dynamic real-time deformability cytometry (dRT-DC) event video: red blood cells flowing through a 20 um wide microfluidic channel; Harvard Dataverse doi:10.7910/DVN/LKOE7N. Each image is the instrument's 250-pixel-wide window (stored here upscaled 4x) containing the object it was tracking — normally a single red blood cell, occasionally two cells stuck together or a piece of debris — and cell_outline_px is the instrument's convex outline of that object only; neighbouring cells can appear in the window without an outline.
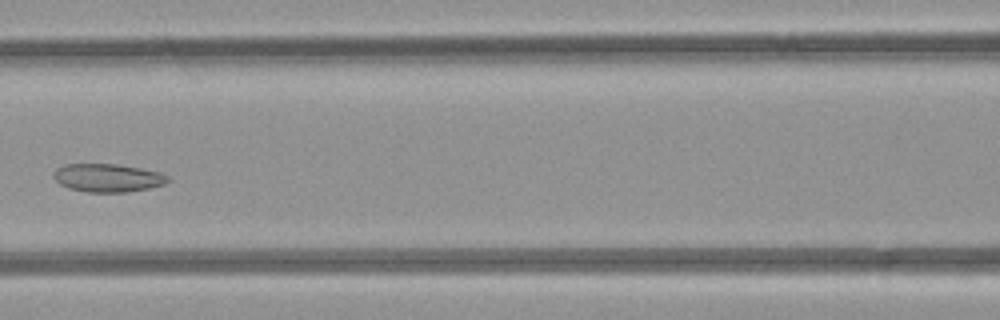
{"species": "common noctule bat (a hibernating species)", "species_latin": "Nyctalus noctula", "temperature_condition": "room temperature", "stored_images_in_passage": 6, "camera_frame_rate_fps": 3000, "um_per_image_px": 0.085, "animal": {"sex": "female", "body_mass_g": 21.9}, "frame": {"image": 1, "passage_image": 6, "time_ms": 5.667, "image_size_px": [1000, 320], "cell_outline_px": [[172, 180], [164, 184], [148, 188], [128, 192], [88, 192], [68, 188], [60, 184], [52, 176], [56, 168], [64, 164], [116, 164], [140, 168], [160, 172], [168, 176]], "centroid_in_image_um": [9.16, 15.11], "position_along_channel_um": 157.4, "area_um2": 18.84}}